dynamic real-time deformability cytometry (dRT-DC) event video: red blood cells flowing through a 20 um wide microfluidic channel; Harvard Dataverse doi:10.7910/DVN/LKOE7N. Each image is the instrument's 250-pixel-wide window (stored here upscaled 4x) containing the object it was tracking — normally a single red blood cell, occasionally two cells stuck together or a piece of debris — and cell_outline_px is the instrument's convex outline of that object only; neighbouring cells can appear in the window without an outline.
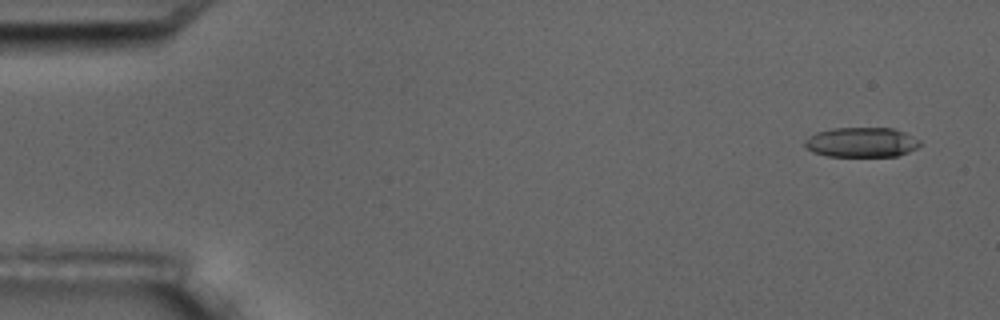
{"species": "common noctule bat (a hibernating species)", "species_latin": "Nyctalus noctula", "temperature_condition": "room temperature", "stored_images_in_passage": 4, "camera_frame_rate_fps": 3000, "um_per_image_px": 0.085, "animal": {"sex": "male", "body_mass_g": 17.5, "forearm_length_mm": 52.3}, "frame": {"image": 1, "passage_image": 1, "time_ms": 0.0, "image_size_px": [1000, 320], "cell_outline_px": [[924, 144], [908, 152], [896, 156], [828, 156], [812, 152], [804, 144], [804, 140], [808, 136], [816, 132], [832, 128], [892, 128], [904, 132], [920, 140]], "centroid_in_image_um": [73.23, 12.09], "position_along_channel_um": 11.8, "area_um2": 20.11}}
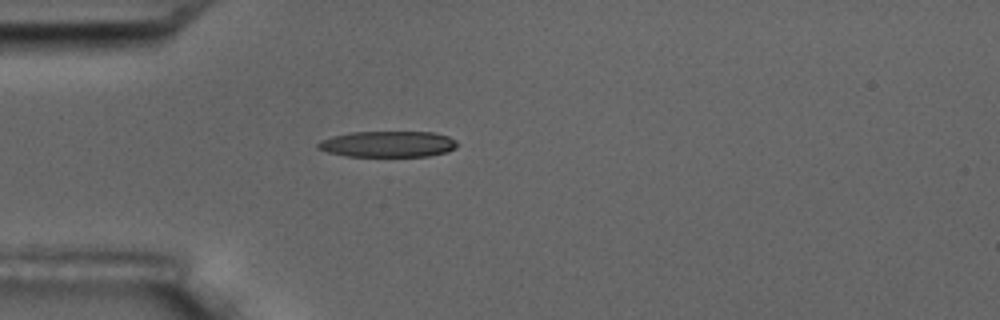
{"frame": {"image": 2, "passage_image": 4, "time_ms": 4.333, "image_size_px": [1000, 320], "cell_outline_px": [[456, 148], [448, 152], [428, 156], [348, 156], [328, 152], [316, 148], [316, 144], [320, 140], [332, 136], [352, 132], [436, 132], [448, 136], [456, 140]], "centroid_in_image_um": [32.98, 12.24], "position_along_channel_um": 52.0, "area_um2": 21.21}}